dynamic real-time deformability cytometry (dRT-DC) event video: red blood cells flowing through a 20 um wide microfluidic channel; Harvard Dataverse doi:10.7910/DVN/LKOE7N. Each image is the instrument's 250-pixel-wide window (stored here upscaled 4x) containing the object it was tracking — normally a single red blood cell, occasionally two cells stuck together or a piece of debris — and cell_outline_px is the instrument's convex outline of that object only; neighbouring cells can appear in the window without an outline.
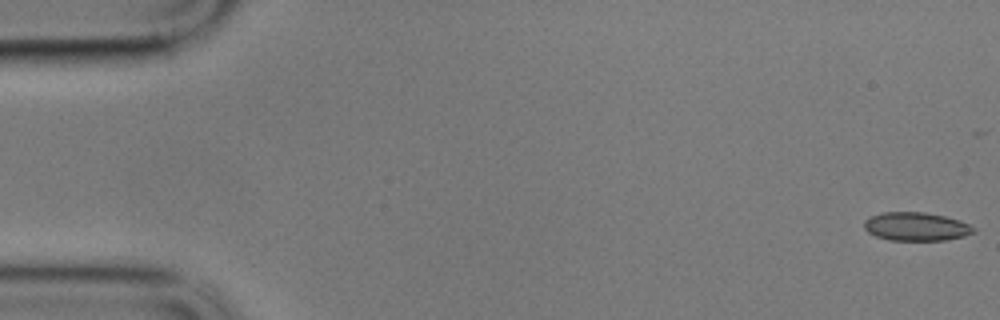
{"species": "common noctule bat (a hibernating species)", "species_latin": "Nyctalus noctula", "temperature_condition": "cold", "stored_images_in_passage": 48, "camera_frame_rate_fps": 3000, "um_per_image_px": 0.085, "animal": {"sex": "male", "body_mass_g": 17.9}, "frame": {"image": 1, "passage_image": 1, "time_ms": 0.0, "image_size_px": [1000, 320], "cell_outline_px": [[976, 232], [964, 236], [944, 240], [888, 240], [876, 236], [868, 232], [864, 228], [864, 220], [872, 216], [884, 212], [924, 212], [944, 216], [960, 220], [976, 228]], "centroid_in_image_um": [77.88, 19.26], "position_along_channel_um": 7.1, "area_um2": 18.15}}
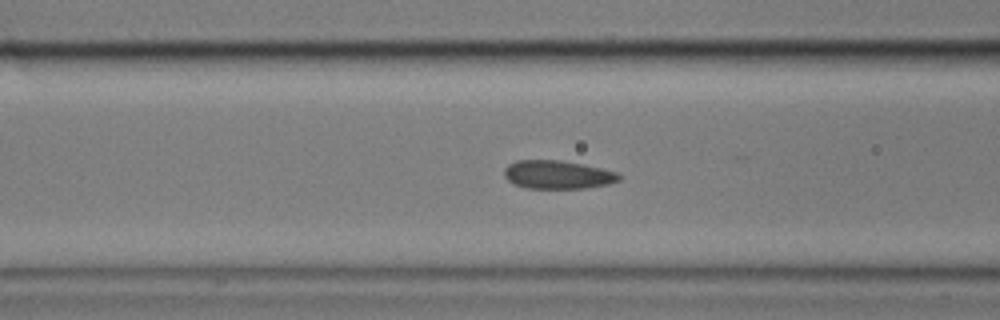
{"frame": {"image": 2, "passage_image": 23, "time_ms": 7.333, "image_size_px": [1000, 320], "cell_outline_px": [[620, 180], [608, 184], [584, 188], [524, 188], [512, 184], [504, 176], [504, 168], [508, 164], [516, 160], [560, 160], [584, 164], [616, 172], [620, 176]], "centroid_in_image_um": [47.35, 14.84], "position_along_channel_um": 119.3, "area_um2": 19.07}}
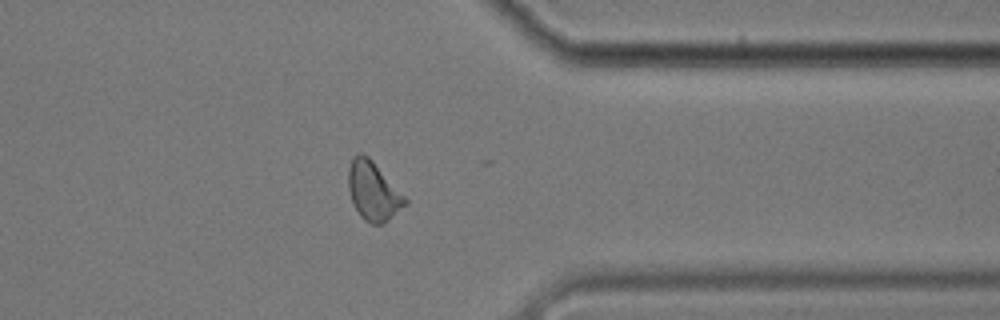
{"frame": {"image": 3, "passage_image": 47, "time_ms": 15.333, "image_size_px": [1000, 320], "cell_outline_px": [[408, 204], [384, 224], [368, 224], [360, 216], [352, 200], [348, 188], [348, 168], [352, 160], [360, 152], [368, 156], [372, 160], [408, 200]], "centroid_in_image_um": [31.73, 16.28], "position_along_channel_um": 379.7, "area_um2": 19.31}, "authors_computed_cell_mechanics": {"area_um2": 18.6116, "velocity_mm_per_s": 3.3569, "shape_relaxation_time_tau1_ms": null, "shape_relaxation_time_tau2_ms": 4.7925, "deformation_change_tau1": null, "deformation_change_tau2": 0.0733}}